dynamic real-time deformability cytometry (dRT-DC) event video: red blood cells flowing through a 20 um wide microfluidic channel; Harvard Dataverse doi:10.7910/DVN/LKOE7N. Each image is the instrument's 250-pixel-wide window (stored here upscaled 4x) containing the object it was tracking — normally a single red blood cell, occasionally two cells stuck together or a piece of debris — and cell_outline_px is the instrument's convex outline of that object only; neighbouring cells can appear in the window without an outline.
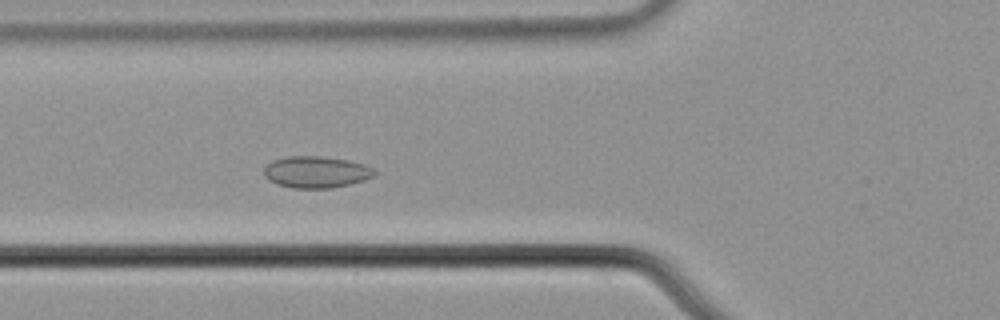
{"species": "common noctule bat (a hibernating species)", "species_latin": "Nyctalus noctula", "temperature_condition": "cold", "stored_images_in_passage": 54, "camera_frame_rate_fps": 3000, "um_per_image_px": 0.085, "animal": {"sex": "male", "body_mass_g": 21.5, "forearm_length_mm": 52.0}, "frame": {"image": 1, "passage_image": 18, "time_ms": 5.667, "image_size_px": [1000, 320], "cell_outline_px": [[380, 172], [376, 176], [364, 180], [332, 188], [292, 188], [276, 184], [268, 180], [264, 176], [264, 168], [272, 160], [284, 156], [324, 156], [348, 160], [364, 164]], "centroid_in_image_um": [26.88, 14.62], "position_along_channel_um": 98.9, "area_um2": 20.69}}
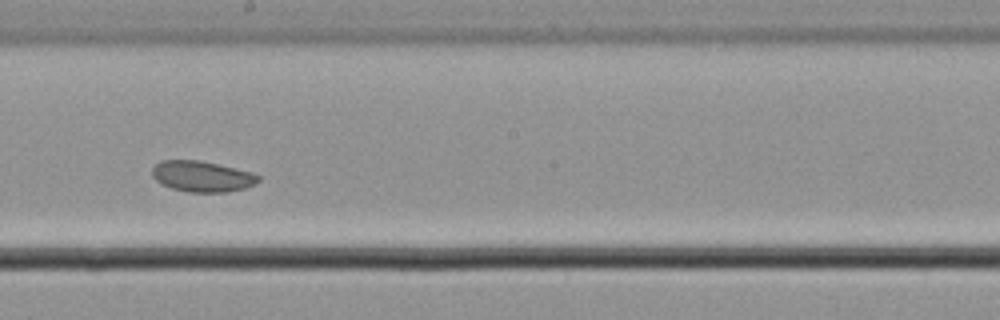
{"frame": {"image": 2, "passage_image": 29, "time_ms": 9.333, "image_size_px": [1000, 320], "cell_outline_px": [[260, 180], [256, 184], [244, 188], [228, 192], [188, 192], [172, 188], [160, 184], [152, 176], [152, 168], [160, 160], [200, 160], [252, 172], [260, 176]], "centroid_in_image_um": [17.17, 14.99], "position_along_channel_um": 231.0, "area_um2": 19.19}}
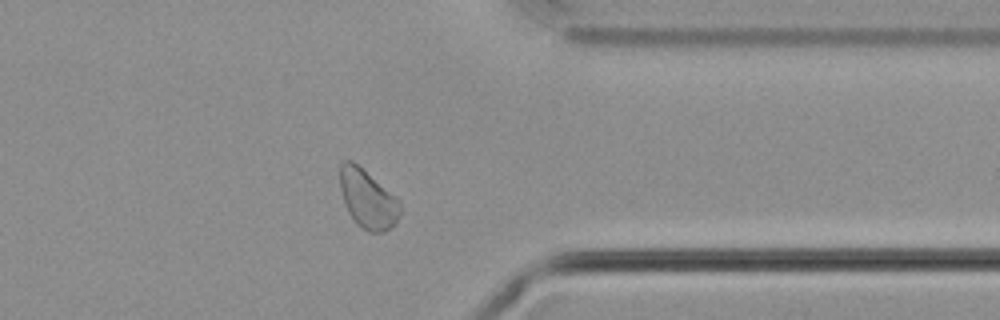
{"frame": {"image": 3, "passage_image": 42, "time_ms": 13.667, "image_size_px": [1000, 320], "cell_outline_px": [[400, 212], [396, 224], [384, 232], [368, 232], [356, 224], [348, 212], [344, 204], [340, 188], [340, 164], [344, 160], [352, 160], [396, 196], [400, 200]], "centroid_in_image_um": [31.25, 16.93], "position_along_channel_um": 380.1, "area_um2": 20.69}}